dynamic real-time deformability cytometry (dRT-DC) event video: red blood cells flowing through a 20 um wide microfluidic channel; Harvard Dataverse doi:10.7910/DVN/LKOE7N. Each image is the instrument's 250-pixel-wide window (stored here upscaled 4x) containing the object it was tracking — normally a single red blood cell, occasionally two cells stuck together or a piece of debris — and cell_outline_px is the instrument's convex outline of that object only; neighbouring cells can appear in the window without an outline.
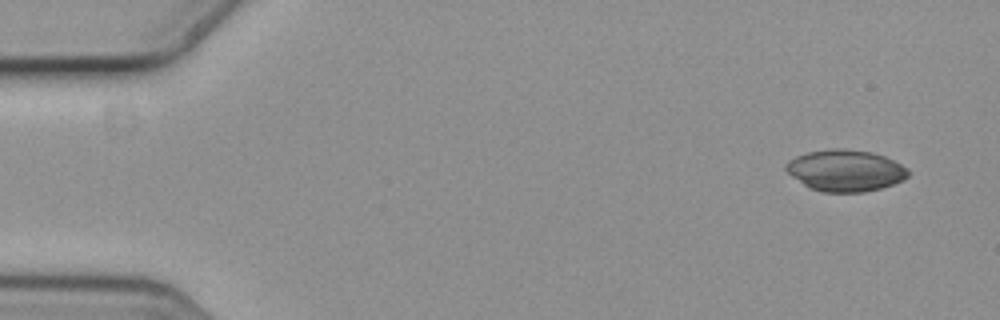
{"species": "common noctule bat (a hibernating species)", "species_latin": "Nyctalus noctula", "temperature_condition": "cold", "stored_images_in_passage": 4, "camera_frame_rate_fps": 3000, "um_per_image_px": 0.085, "animal": {"sex": "female", "body_mass_g": 19.3, "forearm_length_mm": 54.1}, "frame": {"image": 1, "passage_image": 1, "time_ms": 0.0, "image_size_px": [1000, 320], "cell_outline_px": [[908, 176], [904, 180], [880, 188], [864, 192], [824, 192], [808, 188], [792, 176], [784, 168], [784, 164], [788, 160], [796, 156], [808, 152], [832, 148], [844, 148], [872, 152], [884, 156], [908, 168]], "centroid_in_image_um": [71.83, 14.49], "position_along_channel_um": 13.2, "area_um2": 29.65}}
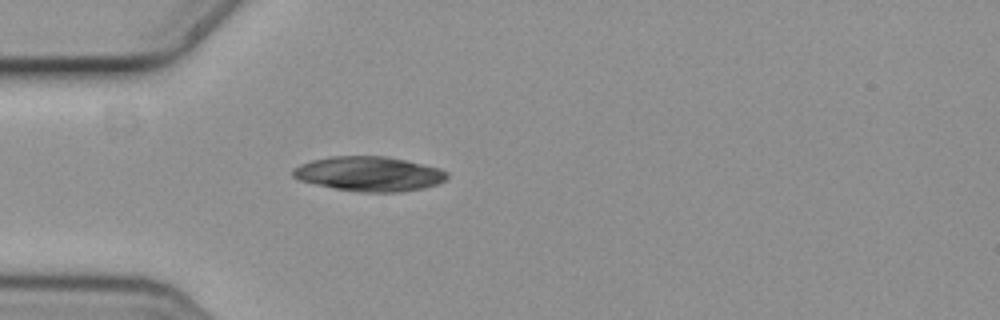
{"frame": {"image": 2, "passage_image": 4, "time_ms": 1.0, "image_size_px": [1000, 320], "cell_outline_px": [[448, 176], [444, 180], [436, 184], [424, 188], [400, 192], [360, 192], [336, 188], [316, 184], [300, 180], [292, 176], [292, 168], [300, 164], [312, 160], [332, 156], [388, 156], [424, 164], [440, 168], [448, 172]], "centroid_in_image_um": [31.39, 14.77], "position_along_channel_um": 53.6, "area_um2": 31.15}}